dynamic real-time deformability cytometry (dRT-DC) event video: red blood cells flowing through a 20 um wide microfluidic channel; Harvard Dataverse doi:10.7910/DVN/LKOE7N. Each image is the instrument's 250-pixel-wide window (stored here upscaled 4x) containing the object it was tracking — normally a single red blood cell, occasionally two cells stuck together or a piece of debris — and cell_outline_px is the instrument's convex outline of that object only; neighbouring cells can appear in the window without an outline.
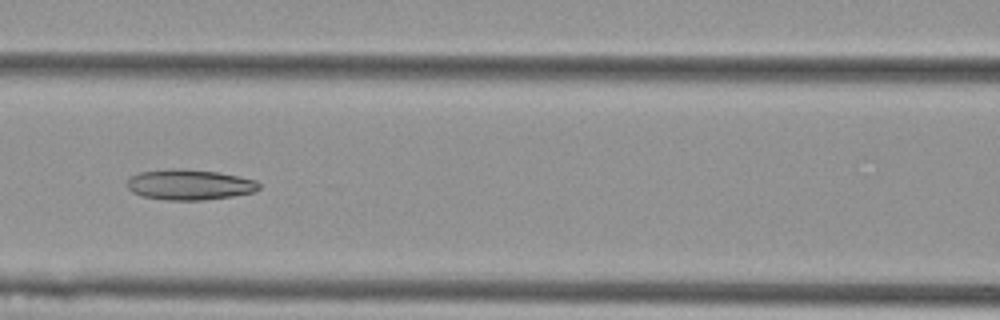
{"species": "Egyptian fruit bat (a non-hibernating species)", "species_latin": "Rousettus aegyptiacus", "temperature_condition": "cold", "stored_images_in_passage": 8, "camera_frame_rate_fps": 3000, "um_per_image_px": 0.085, "animal": {"sex": "female"}, "frame": {"image": 1, "passage_image": 7, "time_ms": 2.0, "image_size_px": [1000, 320], "cell_outline_px": [[260, 188], [252, 192], [232, 196], [204, 200], [168, 200], [140, 196], [132, 192], [124, 184], [128, 176], [140, 172], [168, 168], [180, 168], [216, 172], [256, 180], [260, 184]], "centroid_in_image_um": [16.02, 15.69], "position_along_channel_um": 150.6, "area_um2": 23.64}}
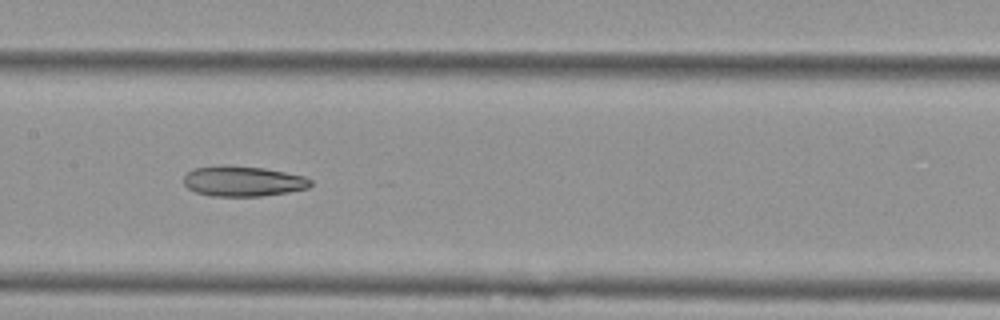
{"frame": {"image": 2, "passage_image": 8, "time_ms": 2.333, "image_size_px": [1000, 320], "cell_outline_px": [[312, 184], [308, 188], [288, 192], [260, 196], [212, 196], [196, 192], [188, 188], [184, 184], [184, 176], [192, 168], [224, 164], [228, 164], [264, 168], [304, 176], [312, 180]], "centroid_in_image_um": [20.63, 15.39], "position_along_channel_um": 186.8, "area_um2": 22.6}}